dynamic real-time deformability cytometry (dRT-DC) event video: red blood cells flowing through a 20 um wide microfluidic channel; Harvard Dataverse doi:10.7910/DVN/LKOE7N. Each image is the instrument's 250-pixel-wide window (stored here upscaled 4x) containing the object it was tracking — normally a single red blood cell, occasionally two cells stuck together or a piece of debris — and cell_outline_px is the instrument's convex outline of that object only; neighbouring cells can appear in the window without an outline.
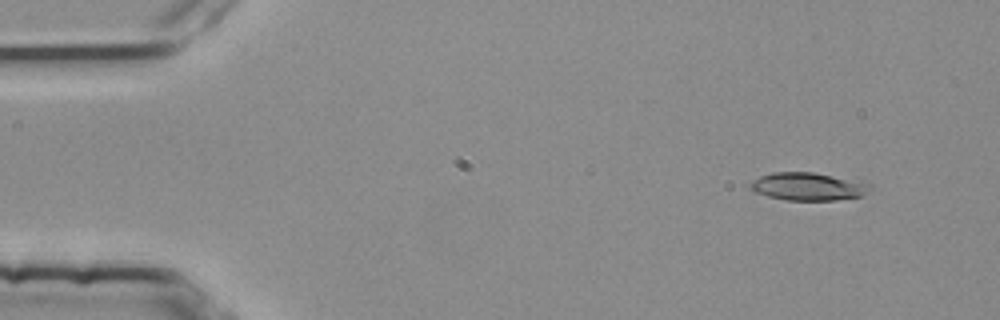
{"species": "common noctule bat (a hibernating species)", "species_latin": "Nyctalus noctula", "temperature_condition": "room temperature", "stored_images_in_passage": 3, "camera_frame_rate_fps": 3000, "um_per_image_px": 0.085, "animal": {"sex": "female", "body_mass_g": 25.1}, "frame": {"image": 1, "passage_image": 1, "time_ms": 0.0, "image_size_px": [1000, 320], "cell_outline_px": [[872, 188], [860, 196], [836, 200], [788, 200], [768, 196], [756, 192], [748, 188], [748, 184], [752, 180], [760, 176], [772, 172], [812, 172], [872, 184]], "centroid_in_image_um": [68.63, 15.85], "position_along_channel_um": 16.4, "area_um2": 19.25}}